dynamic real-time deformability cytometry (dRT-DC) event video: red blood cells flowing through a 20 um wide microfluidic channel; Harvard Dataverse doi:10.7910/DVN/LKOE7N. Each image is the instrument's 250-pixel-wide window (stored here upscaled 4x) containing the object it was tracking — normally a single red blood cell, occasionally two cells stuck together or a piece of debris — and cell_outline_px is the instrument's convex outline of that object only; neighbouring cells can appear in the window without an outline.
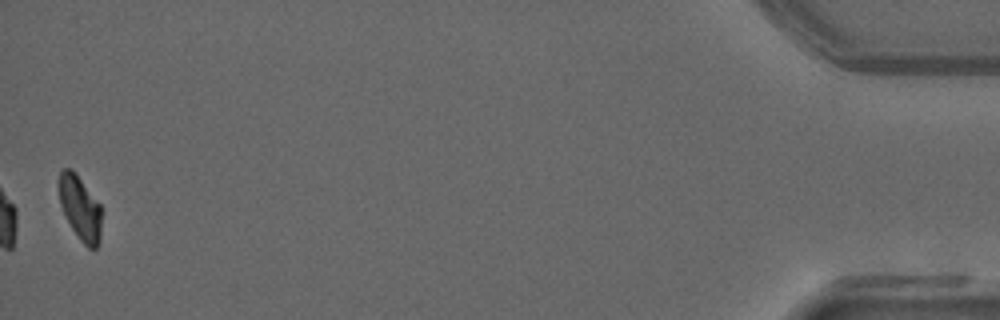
{"species": "common noctule bat (a hibernating species)", "species_latin": "Nyctalus noctula", "temperature_condition": "warm", "stored_images_in_passage": 51, "camera_frame_rate_fps": 3000, "um_per_image_px": 0.085, "animal": {"sex": "male", "forearm_length_mm": 52.5}, "frame": {"image": 1, "passage_image": 51, "time_ms": 16.667, "image_size_px": [1000, 320], "cell_outline_px": [[100, 240], [96, 248], [88, 248], [80, 240], [72, 228], [60, 204], [60, 172], [64, 168], [72, 168], [76, 172], [100, 204]], "centroid_in_image_um": [6.82, 17.67], "position_along_channel_um": 428.4, "area_um2": 15.61}, "authors_computed_cell_mechanics": {"area_um2": 18.6694, "velocity_mm_per_s": 4.0459, "shape_relaxation_time_tau1_ms": null, "shape_relaxation_time_tau2_ms": 9.4202, "deformation_change_tau1": null, "deformation_change_tau2": 0.1362}}